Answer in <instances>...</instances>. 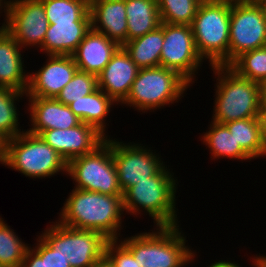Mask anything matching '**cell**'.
<instances>
[{
    "mask_svg": "<svg viewBox=\"0 0 266 267\" xmlns=\"http://www.w3.org/2000/svg\"><path fill=\"white\" fill-rule=\"evenodd\" d=\"M69 194L59 214V223L74 229L100 232L108 240L119 239L124 214L123 195L77 188Z\"/></svg>",
    "mask_w": 266,
    "mask_h": 267,
    "instance_id": "1",
    "label": "cell"
},
{
    "mask_svg": "<svg viewBox=\"0 0 266 267\" xmlns=\"http://www.w3.org/2000/svg\"><path fill=\"white\" fill-rule=\"evenodd\" d=\"M217 78L212 121L226 124L261 118V85L239 76L229 66H211Z\"/></svg>",
    "mask_w": 266,
    "mask_h": 267,
    "instance_id": "2",
    "label": "cell"
},
{
    "mask_svg": "<svg viewBox=\"0 0 266 267\" xmlns=\"http://www.w3.org/2000/svg\"><path fill=\"white\" fill-rule=\"evenodd\" d=\"M172 174L164 166L156 175L128 188L122 196L125 212L139 215L144 210L154 220L156 227L177 226L175 198L178 181Z\"/></svg>",
    "mask_w": 266,
    "mask_h": 267,
    "instance_id": "3",
    "label": "cell"
},
{
    "mask_svg": "<svg viewBox=\"0 0 266 267\" xmlns=\"http://www.w3.org/2000/svg\"><path fill=\"white\" fill-rule=\"evenodd\" d=\"M153 229L156 231L118 239L131 252L139 267H180L195 253L186 246L179 225Z\"/></svg>",
    "mask_w": 266,
    "mask_h": 267,
    "instance_id": "4",
    "label": "cell"
},
{
    "mask_svg": "<svg viewBox=\"0 0 266 267\" xmlns=\"http://www.w3.org/2000/svg\"><path fill=\"white\" fill-rule=\"evenodd\" d=\"M230 15L231 3L204 2L191 24L196 49L210 66H229Z\"/></svg>",
    "mask_w": 266,
    "mask_h": 267,
    "instance_id": "5",
    "label": "cell"
},
{
    "mask_svg": "<svg viewBox=\"0 0 266 267\" xmlns=\"http://www.w3.org/2000/svg\"><path fill=\"white\" fill-rule=\"evenodd\" d=\"M189 86L174 70L161 66L139 69L127 98L121 104L132 106L139 112L154 111L180 101Z\"/></svg>",
    "mask_w": 266,
    "mask_h": 267,
    "instance_id": "6",
    "label": "cell"
},
{
    "mask_svg": "<svg viewBox=\"0 0 266 267\" xmlns=\"http://www.w3.org/2000/svg\"><path fill=\"white\" fill-rule=\"evenodd\" d=\"M3 165L30 178L52 177L67 173V163L42 137L24 131L7 139Z\"/></svg>",
    "mask_w": 266,
    "mask_h": 267,
    "instance_id": "7",
    "label": "cell"
},
{
    "mask_svg": "<svg viewBox=\"0 0 266 267\" xmlns=\"http://www.w3.org/2000/svg\"><path fill=\"white\" fill-rule=\"evenodd\" d=\"M67 175L74 188L106 195H123L112 155V139L106 138L93 152L67 163Z\"/></svg>",
    "mask_w": 266,
    "mask_h": 267,
    "instance_id": "8",
    "label": "cell"
},
{
    "mask_svg": "<svg viewBox=\"0 0 266 267\" xmlns=\"http://www.w3.org/2000/svg\"><path fill=\"white\" fill-rule=\"evenodd\" d=\"M54 223L39 236L68 260L71 267H92L104 255L108 239L100 232Z\"/></svg>",
    "mask_w": 266,
    "mask_h": 267,
    "instance_id": "9",
    "label": "cell"
},
{
    "mask_svg": "<svg viewBox=\"0 0 266 267\" xmlns=\"http://www.w3.org/2000/svg\"><path fill=\"white\" fill-rule=\"evenodd\" d=\"M266 46V7L261 0L231 3L229 65L242 53Z\"/></svg>",
    "mask_w": 266,
    "mask_h": 267,
    "instance_id": "10",
    "label": "cell"
},
{
    "mask_svg": "<svg viewBox=\"0 0 266 267\" xmlns=\"http://www.w3.org/2000/svg\"><path fill=\"white\" fill-rule=\"evenodd\" d=\"M163 34L160 66L174 70L193 84L195 73L204 61L196 49L192 27L163 22Z\"/></svg>",
    "mask_w": 266,
    "mask_h": 267,
    "instance_id": "11",
    "label": "cell"
},
{
    "mask_svg": "<svg viewBox=\"0 0 266 267\" xmlns=\"http://www.w3.org/2000/svg\"><path fill=\"white\" fill-rule=\"evenodd\" d=\"M152 151L139 143L112 139V155L122 193L137 182L156 175L165 166L159 155Z\"/></svg>",
    "mask_w": 266,
    "mask_h": 267,
    "instance_id": "12",
    "label": "cell"
},
{
    "mask_svg": "<svg viewBox=\"0 0 266 267\" xmlns=\"http://www.w3.org/2000/svg\"><path fill=\"white\" fill-rule=\"evenodd\" d=\"M49 22L41 0H10L5 29L23 48L43 44Z\"/></svg>",
    "mask_w": 266,
    "mask_h": 267,
    "instance_id": "13",
    "label": "cell"
},
{
    "mask_svg": "<svg viewBox=\"0 0 266 267\" xmlns=\"http://www.w3.org/2000/svg\"><path fill=\"white\" fill-rule=\"evenodd\" d=\"M46 64L28 75L26 97L57 98L78 71L72 55H46Z\"/></svg>",
    "mask_w": 266,
    "mask_h": 267,
    "instance_id": "14",
    "label": "cell"
},
{
    "mask_svg": "<svg viewBox=\"0 0 266 267\" xmlns=\"http://www.w3.org/2000/svg\"><path fill=\"white\" fill-rule=\"evenodd\" d=\"M40 137L68 163L93 152L106 139L95 127L81 123L69 129L44 130Z\"/></svg>",
    "mask_w": 266,
    "mask_h": 267,
    "instance_id": "15",
    "label": "cell"
},
{
    "mask_svg": "<svg viewBox=\"0 0 266 267\" xmlns=\"http://www.w3.org/2000/svg\"><path fill=\"white\" fill-rule=\"evenodd\" d=\"M138 71L137 65L121 46L97 75L98 88L117 104L122 103L127 98Z\"/></svg>",
    "mask_w": 266,
    "mask_h": 267,
    "instance_id": "16",
    "label": "cell"
},
{
    "mask_svg": "<svg viewBox=\"0 0 266 267\" xmlns=\"http://www.w3.org/2000/svg\"><path fill=\"white\" fill-rule=\"evenodd\" d=\"M32 128L28 132L39 135L44 130L69 129L81 124L74 112L56 98L28 97Z\"/></svg>",
    "mask_w": 266,
    "mask_h": 267,
    "instance_id": "17",
    "label": "cell"
},
{
    "mask_svg": "<svg viewBox=\"0 0 266 267\" xmlns=\"http://www.w3.org/2000/svg\"><path fill=\"white\" fill-rule=\"evenodd\" d=\"M91 28L123 46L127 42L125 0H90Z\"/></svg>",
    "mask_w": 266,
    "mask_h": 267,
    "instance_id": "18",
    "label": "cell"
},
{
    "mask_svg": "<svg viewBox=\"0 0 266 267\" xmlns=\"http://www.w3.org/2000/svg\"><path fill=\"white\" fill-rule=\"evenodd\" d=\"M121 46L92 28L72 54L79 71L98 75Z\"/></svg>",
    "mask_w": 266,
    "mask_h": 267,
    "instance_id": "19",
    "label": "cell"
},
{
    "mask_svg": "<svg viewBox=\"0 0 266 267\" xmlns=\"http://www.w3.org/2000/svg\"><path fill=\"white\" fill-rule=\"evenodd\" d=\"M21 48L5 28L0 29V87L26 93L29 73L24 70Z\"/></svg>",
    "mask_w": 266,
    "mask_h": 267,
    "instance_id": "20",
    "label": "cell"
},
{
    "mask_svg": "<svg viewBox=\"0 0 266 267\" xmlns=\"http://www.w3.org/2000/svg\"><path fill=\"white\" fill-rule=\"evenodd\" d=\"M91 23H57L50 24L40 48L47 55H72Z\"/></svg>",
    "mask_w": 266,
    "mask_h": 267,
    "instance_id": "21",
    "label": "cell"
},
{
    "mask_svg": "<svg viewBox=\"0 0 266 267\" xmlns=\"http://www.w3.org/2000/svg\"><path fill=\"white\" fill-rule=\"evenodd\" d=\"M114 104L117 105L104 91L97 88L92 93L81 97V99L70 103L68 106L81 122L95 127L107 138L105 118L110 113L111 105Z\"/></svg>",
    "mask_w": 266,
    "mask_h": 267,
    "instance_id": "22",
    "label": "cell"
},
{
    "mask_svg": "<svg viewBox=\"0 0 266 267\" xmlns=\"http://www.w3.org/2000/svg\"><path fill=\"white\" fill-rule=\"evenodd\" d=\"M127 41L143 36L161 25L158 4L153 0H125Z\"/></svg>",
    "mask_w": 266,
    "mask_h": 267,
    "instance_id": "23",
    "label": "cell"
},
{
    "mask_svg": "<svg viewBox=\"0 0 266 267\" xmlns=\"http://www.w3.org/2000/svg\"><path fill=\"white\" fill-rule=\"evenodd\" d=\"M164 42L163 22L147 34L127 41L122 47L139 69L160 66V55Z\"/></svg>",
    "mask_w": 266,
    "mask_h": 267,
    "instance_id": "24",
    "label": "cell"
},
{
    "mask_svg": "<svg viewBox=\"0 0 266 267\" xmlns=\"http://www.w3.org/2000/svg\"><path fill=\"white\" fill-rule=\"evenodd\" d=\"M224 125L252 159L265 155L261 118H245L231 121Z\"/></svg>",
    "mask_w": 266,
    "mask_h": 267,
    "instance_id": "25",
    "label": "cell"
},
{
    "mask_svg": "<svg viewBox=\"0 0 266 267\" xmlns=\"http://www.w3.org/2000/svg\"><path fill=\"white\" fill-rule=\"evenodd\" d=\"M202 141L211 150V158L227 157L238 160H250L251 157L236 142L234 136L224 124L211 121L209 131L202 136Z\"/></svg>",
    "mask_w": 266,
    "mask_h": 267,
    "instance_id": "26",
    "label": "cell"
},
{
    "mask_svg": "<svg viewBox=\"0 0 266 267\" xmlns=\"http://www.w3.org/2000/svg\"><path fill=\"white\" fill-rule=\"evenodd\" d=\"M49 24L91 23L90 0H41Z\"/></svg>",
    "mask_w": 266,
    "mask_h": 267,
    "instance_id": "27",
    "label": "cell"
},
{
    "mask_svg": "<svg viewBox=\"0 0 266 267\" xmlns=\"http://www.w3.org/2000/svg\"><path fill=\"white\" fill-rule=\"evenodd\" d=\"M25 93L7 87H0V132L7 138H14L24 132L19 128V114L16 101Z\"/></svg>",
    "mask_w": 266,
    "mask_h": 267,
    "instance_id": "28",
    "label": "cell"
},
{
    "mask_svg": "<svg viewBox=\"0 0 266 267\" xmlns=\"http://www.w3.org/2000/svg\"><path fill=\"white\" fill-rule=\"evenodd\" d=\"M229 67L241 77L260 85L266 83V46L242 53Z\"/></svg>",
    "mask_w": 266,
    "mask_h": 267,
    "instance_id": "29",
    "label": "cell"
},
{
    "mask_svg": "<svg viewBox=\"0 0 266 267\" xmlns=\"http://www.w3.org/2000/svg\"><path fill=\"white\" fill-rule=\"evenodd\" d=\"M28 247L0 218V266L20 267Z\"/></svg>",
    "mask_w": 266,
    "mask_h": 267,
    "instance_id": "30",
    "label": "cell"
},
{
    "mask_svg": "<svg viewBox=\"0 0 266 267\" xmlns=\"http://www.w3.org/2000/svg\"><path fill=\"white\" fill-rule=\"evenodd\" d=\"M157 4L161 22L191 26L201 3L198 0H159Z\"/></svg>",
    "mask_w": 266,
    "mask_h": 267,
    "instance_id": "31",
    "label": "cell"
},
{
    "mask_svg": "<svg viewBox=\"0 0 266 267\" xmlns=\"http://www.w3.org/2000/svg\"><path fill=\"white\" fill-rule=\"evenodd\" d=\"M98 88L97 75L77 71L57 96V100L65 105L81 99Z\"/></svg>",
    "mask_w": 266,
    "mask_h": 267,
    "instance_id": "32",
    "label": "cell"
},
{
    "mask_svg": "<svg viewBox=\"0 0 266 267\" xmlns=\"http://www.w3.org/2000/svg\"><path fill=\"white\" fill-rule=\"evenodd\" d=\"M104 255L115 267H139L131 252L118 239L106 242Z\"/></svg>",
    "mask_w": 266,
    "mask_h": 267,
    "instance_id": "33",
    "label": "cell"
},
{
    "mask_svg": "<svg viewBox=\"0 0 266 267\" xmlns=\"http://www.w3.org/2000/svg\"><path fill=\"white\" fill-rule=\"evenodd\" d=\"M37 245L32 249L40 256L46 257V267H71L57 250H53L40 236H38Z\"/></svg>",
    "mask_w": 266,
    "mask_h": 267,
    "instance_id": "34",
    "label": "cell"
},
{
    "mask_svg": "<svg viewBox=\"0 0 266 267\" xmlns=\"http://www.w3.org/2000/svg\"><path fill=\"white\" fill-rule=\"evenodd\" d=\"M20 267H46V257H40L30 246Z\"/></svg>",
    "mask_w": 266,
    "mask_h": 267,
    "instance_id": "35",
    "label": "cell"
},
{
    "mask_svg": "<svg viewBox=\"0 0 266 267\" xmlns=\"http://www.w3.org/2000/svg\"><path fill=\"white\" fill-rule=\"evenodd\" d=\"M7 138L0 132V163L4 162L6 155Z\"/></svg>",
    "mask_w": 266,
    "mask_h": 267,
    "instance_id": "36",
    "label": "cell"
},
{
    "mask_svg": "<svg viewBox=\"0 0 266 267\" xmlns=\"http://www.w3.org/2000/svg\"><path fill=\"white\" fill-rule=\"evenodd\" d=\"M261 115H266V83L261 84Z\"/></svg>",
    "mask_w": 266,
    "mask_h": 267,
    "instance_id": "37",
    "label": "cell"
},
{
    "mask_svg": "<svg viewBox=\"0 0 266 267\" xmlns=\"http://www.w3.org/2000/svg\"><path fill=\"white\" fill-rule=\"evenodd\" d=\"M207 267H241L238 265V263H232L231 261H226V260H219L218 262L216 261L215 263H212L211 265Z\"/></svg>",
    "mask_w": 266,
    "mask_h": 267,
    "instance_id": "38",
    "label": "cell"
},
{
    "mask_svg": "<svg viewBox=\"0 0 266 267\" xmlns=\"http://www.w3.org/2000/svg\"><path fill=\"white\" fill-rule=\"evenodd\" d=\"M92 267H115L112 262L103 255Z\"/></svg>",
    "mask_w": 266,
    "mask_h": 267,
    "instance_id": "39",
    "label": "cell"
},
{
    "mask_svg": "<svg viewBox=\"0 0 266 267\" xmlns=\"http://www.w3.org/2000/svg\"><path fill=\"white\" fill-rule=\"evenodd\" d=\"M253 266L255 267H266V256H260L256 255V257H253Z\"/></svg>",
    "mask_w": 266,
    "mask_h": 267,
    "instance_id": "40",
    "label": "cell"
},
{
    "mask_svg": "<svg viewBox=\"0 0 266 267\" xmlns=\"http://www.w3.org/2000/svg\"><path fill=\"white\" fill-rule=\"evenodd\" d=\"M4 1V2H3ZM8 6H9V1L7 0H0V12L1 10L5 12V22H3V24L0 26V29L5 28L6 22H7V10H8ZM1 14V13H0Z\"/></svg>",
    "mask_w": 266,
    "mask_h": 267,
    "instance_id": "41",
    "label": "cell"
},
{
    "mask_svg": "<svg viewBox=\"0 0 266 267\" xmlns=\"http://www.w3.org/2000/svg\"><path fill=\"white\" fill-rule=\"evenodd\" d=\"M262 125H263V143L265 148V156H266V115H261Z\"/></svg>",
    "mask_w": 266,
    "mask_h": 267,
    "instance_id": "42",
    "label": "cell"
},
{
    "mask_svg": "<svg viewBox=\"0 0 266 267\" xmlns=\"http://www.w3.org/2000/svg\"><path fill=\"white\" fill-rule=\"evenodd\" d=\"M215 1H222V2H229V3H241V2H250L253 0H215Z\"/></svg>",
    "mask_w": 266,
    "mask_h": 267,
    "instance_id": "43",
    "label": "cell"
},
{
    "mask_svg": "<svg viewBox=\"0 0 266 267\" xmlns=\"http://www.w3.org/2000/svg\"><path fill=\"white\" fill-rule=\"evenodd\" d=\"M195 254L194 253L184 264H182L180 267H185L187 264H189L190 262H192V260H195ZM187 263V264H186Z\"/></svg>",
    "mask_w": 266,
    "mask_h": 267,
    "instance_id": "44",
    "label": "cell"
},
{
    "mask_svg": "<svg viewBox=\"0 0 266 267\" xmlns=\"http://www.w3.org/2000/svg\"><path fill=\"white\" fill-rule=\"evenodd\" d=\"M200 3H204V2H210V1H214V0H198Z\"/></svg>",
    "mask_w": 266,
    "mask_h": 267,
    "instance_id": "45",
    "label": "cell"
},
{
    "mask_svg": "<svg viewBox=\"0 0 266 267\" xmlns=\"http://www.w3.org/2000/svg\"><path fill=\"white\" fill-rule=\"evenodd\" d=\"M263 3H264V5H265V7H266V0H261Z\"/></svg>",
    "mask_w": 266,
    "mask_h": 267,
    "instance_id": "46",
    "label": "cell"
}]
</instances>
